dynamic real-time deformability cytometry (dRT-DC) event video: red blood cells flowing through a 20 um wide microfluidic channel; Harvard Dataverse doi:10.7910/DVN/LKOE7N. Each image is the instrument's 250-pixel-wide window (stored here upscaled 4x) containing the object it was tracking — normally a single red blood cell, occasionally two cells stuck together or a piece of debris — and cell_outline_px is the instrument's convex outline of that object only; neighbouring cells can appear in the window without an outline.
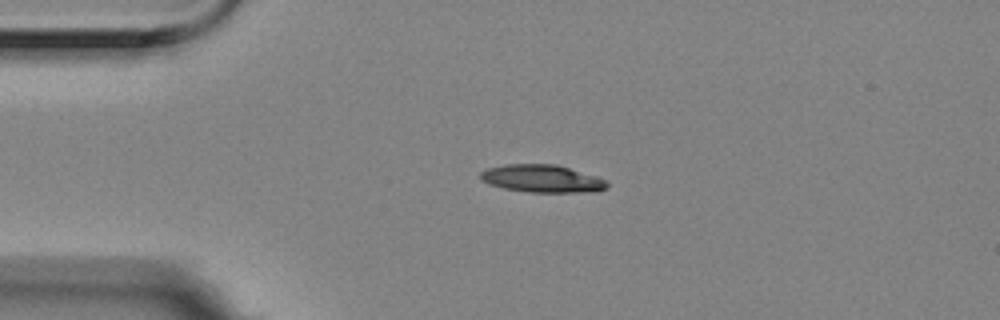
{"species": "Egyptian fruit bat (a non-hibernating species)", "species_latin": "Rousettus aegyptiacus", "temperature_condition": "room temperature", "stored_images_in_passage": 2, "camera_frame_rate_fps": 3000, "um_per_image_px": 0.085, "animal": {"sex": "female"}, "frame": {"image": 1, "passage_image": 1, "time_ms": 0.0, "image_size_px": [1000, 320], "cell_outline_px": [[608, 188], [596, 192], [528, 192], [504, 188], [488, 184], [480, 180], [480, 172], [488, 168], [504, 164], [556, 164], [596, 176], [604, 180], [608, 184]], "centroid_in_image_um": [46.06, 15.18], "position_along_channel_um": 38.9, "area_um2": 20.46}}